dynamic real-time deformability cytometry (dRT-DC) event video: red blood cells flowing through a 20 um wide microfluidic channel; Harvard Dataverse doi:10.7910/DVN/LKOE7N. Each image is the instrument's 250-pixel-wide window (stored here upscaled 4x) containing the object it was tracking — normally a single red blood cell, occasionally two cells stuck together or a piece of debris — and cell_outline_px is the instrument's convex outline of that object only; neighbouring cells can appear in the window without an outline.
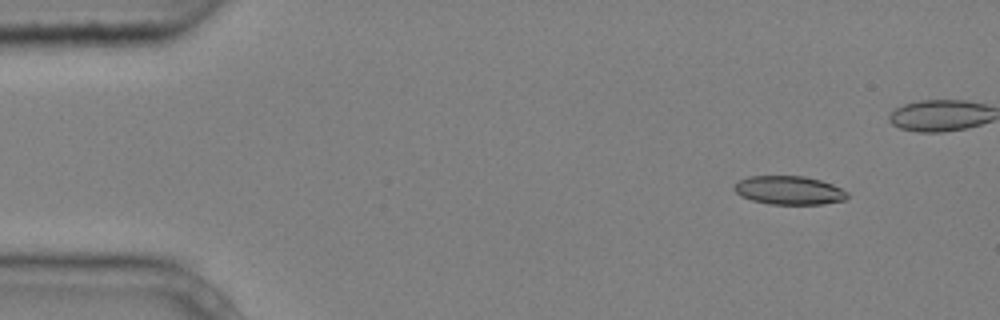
{"species": "common noctule bat (a hibernating species)", "species_latin": "Nyctalus noctula", "temperature_condition": "cold", "stored_images_in_passage": 6, "segment_of_instrument_passage": [1, 2], "camera_frame_rate_fps": 3000, "um_per_image_px": 0.085, "animal": {"sex": "male", "body_mass_g": 20.4}, "frame": {"image": 1, "passage_image": 1, "time_ms": 0.0, "image_size_px": [1000, 320], "cell_outline_px": [[848, 196], [844, 200], [824, 204], [772, 204], [752, 200], [740, 196], [732, 188], [740, 180], [748, 176], [804, 176], [820, 180], [832, 184], [848, 192]], "centroid_in_image_um": [67.07, 16.17], "position_along_channel_um": 17.9, "area_um2": 18.79}}
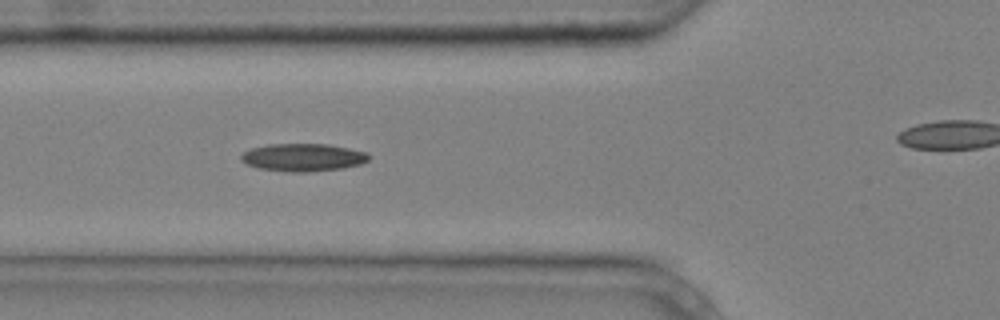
{"frame": {"image": 2, "passage_image": 5, "time_ms": 1.333, "image_size_px": [1000, 320], "cell_outline_px": [[368, 160], [360, 164], [344, 168], [308, 172], [288, 172], [256, 168], [240, 160], [240, 156], [244, 152], [252, 148], [268, 144], [328, 144], [368, 152]], "centroid_in_image_um": [25.74, 13.38], "position_along_channel_um": 100.1, "area_um2": 20.69}}